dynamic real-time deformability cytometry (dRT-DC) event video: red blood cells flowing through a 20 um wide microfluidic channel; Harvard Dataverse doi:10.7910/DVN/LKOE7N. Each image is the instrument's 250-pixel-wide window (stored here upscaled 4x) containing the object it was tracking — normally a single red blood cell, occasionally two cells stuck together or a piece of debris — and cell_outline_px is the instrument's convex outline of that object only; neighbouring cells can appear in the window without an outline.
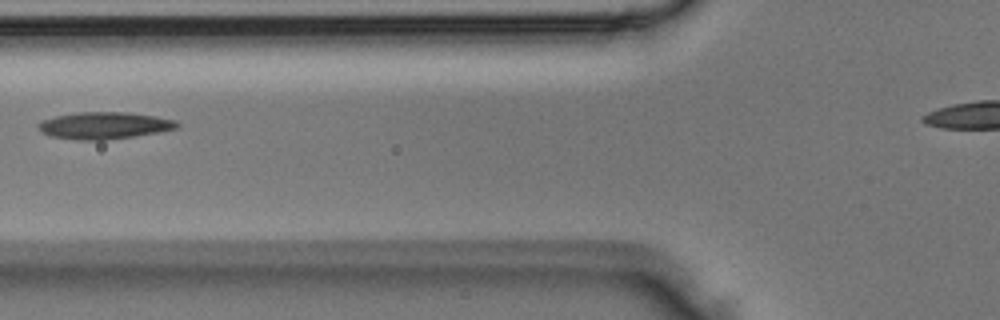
{"species": "Egyptian fruit bat (a non-hibernating species)", "species_latin": "Rousettus aegyptiacus", "temperature_condition": "room temperature", "stored_images_in_passage": 6, "camera_frame_rate_fps": 3000, "um_per_image_px": 0.085, "animal": {"sex": "male"}, "frame": {"image": 1, "passage_image": 6, "time_ms": 1.667, "image_size_px": [1000, 320], "cell_outline_px": [[180, 128], [160, 132], [104, 140], [76, 140], [48, 136], [40, 132], [36, 128], [36, 124], [44, 120], [56, 116], [80, 112], [124, 112], [152, 116], [176, 120], [180, 124]], "centroid_in_image_um": [8.83, 10.68], "position_along_channel_um": 117.0, "area_um2": 21.85}}